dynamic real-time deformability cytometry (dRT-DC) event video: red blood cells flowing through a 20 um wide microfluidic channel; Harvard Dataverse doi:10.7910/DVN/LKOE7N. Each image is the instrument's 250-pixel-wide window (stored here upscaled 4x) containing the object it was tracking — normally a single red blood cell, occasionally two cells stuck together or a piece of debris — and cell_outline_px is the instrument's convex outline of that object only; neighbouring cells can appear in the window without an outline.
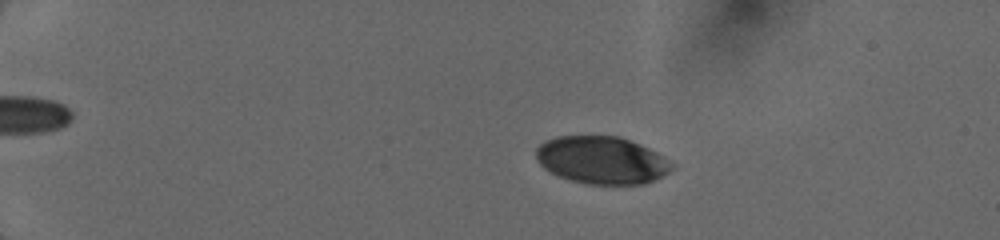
{"species": "human", "species_latin": "Homo sapiens", "temperature_condition": "cold", "stored_images_in_passage": 24, "camera_frame_rate_fps": 3000, "um_per_image_px": 0.085, "donor": {"sex": "female"}, "frame": {"image": 1, "passage_image": 10, "time_ms": 4.0, "image_size_px": [1000, 240], "cell_outline_px": [[676, 164], [668, 172], [644, 184], [584, 184], [560, 176], [544, 168], [536, 160], [536, 148], [544, 140], [556, 136], [620, 136], [640, 144], [664, 156]], "centroid_in_image_um": [51.14, 13.6], "position_along_channel_um": 33.9, "area_um2": 37.63}}
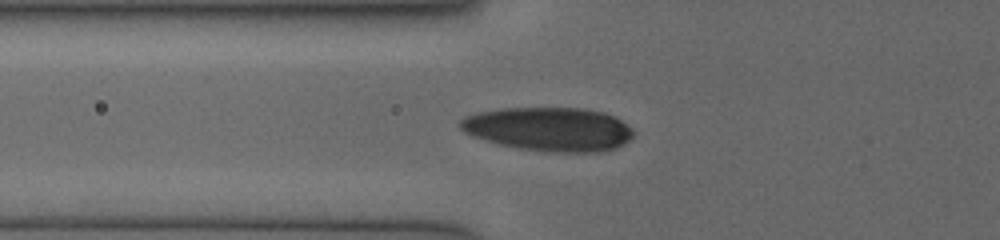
{"frame": {"image": 2, "passage_image": 18, "time_ms": 7.333, "image_size_px": [1000, 240], "cell_outline_px": [[632, 136], [624, 144], [616, 148], [604, 152], [548, 152], [516, 148], [496, 144], [472, 136], [464, 132], [460, 128], [460, 120], [464, 116], [480, 112], [500, 108], [584, 108], [604, 112], [616, 116], [632, 128]], "centroid_in_image_um": [46.66, 10.98], "position_along_channel_um": 79.1, "area_um2": 44.68}}
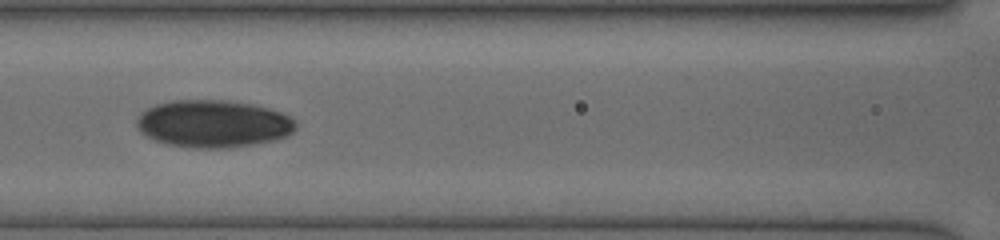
{"frame": {"image": 3, "passage_image": 22, "time_ms": 9.0, "image_size_px": [1000, 240], "cell_outline_px": [[296, 128], [288, 136], [276, 140], [228, 148], [192, 148], [164, 144], [140, 132], [136, 124], [136, 120], [148, 108], [156, 104], [172, 100], [228, 100], [252, 104], [268, 108], [280, 112], [288, 116], [296, 124]], "centroid_in_image_um": [18.13, 10.52], "position_along_channel_um": 148.5, "area_um2": 43.93}}